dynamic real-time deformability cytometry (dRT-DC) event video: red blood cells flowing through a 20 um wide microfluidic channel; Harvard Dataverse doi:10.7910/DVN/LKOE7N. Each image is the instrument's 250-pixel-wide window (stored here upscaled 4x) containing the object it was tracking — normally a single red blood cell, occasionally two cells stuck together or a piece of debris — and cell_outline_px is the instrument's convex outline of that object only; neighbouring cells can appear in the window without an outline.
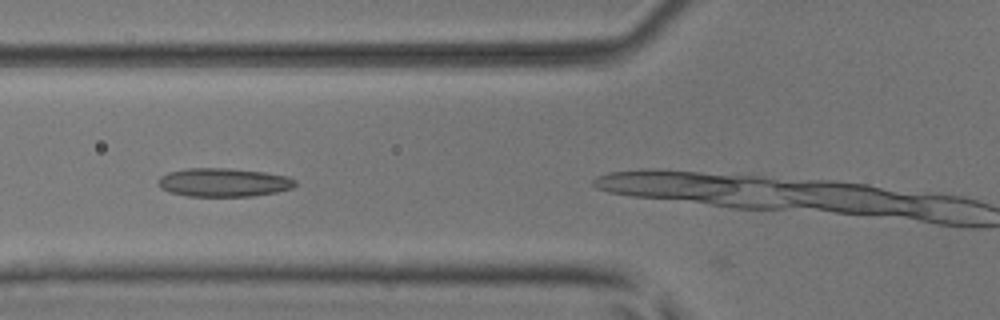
{"species": "common noctule bat (a hibernating species)", "species_latin": "Nyctalus noctula", "temperature_condition": "room temperature", "stored_images_in_passage": 7, "camera_frame_rate_fps": 3000, "um_per_image_px": 0.085, "animal": {"sex": "male", "body_mass_g": 17.9, "forearm_length_mm": 54.2}, "frame": {"image": 1, "passage_image": 4, "time_ms": 1.0, "image_size_px": [1000, 320], "cell_outline_px": [[296, 184], [292, 188], [276, 192], [252, 196], [188, 196], [168, 192], [160, 188], [160, 176], [168, 172], [188, 168], [228, 168], [264, 172], [288, 176], [296, 180]], "centroid_in_image_um": [19.01, 15.5], "position_along_channel_um": 106.8, "area_um2": 22.77}}